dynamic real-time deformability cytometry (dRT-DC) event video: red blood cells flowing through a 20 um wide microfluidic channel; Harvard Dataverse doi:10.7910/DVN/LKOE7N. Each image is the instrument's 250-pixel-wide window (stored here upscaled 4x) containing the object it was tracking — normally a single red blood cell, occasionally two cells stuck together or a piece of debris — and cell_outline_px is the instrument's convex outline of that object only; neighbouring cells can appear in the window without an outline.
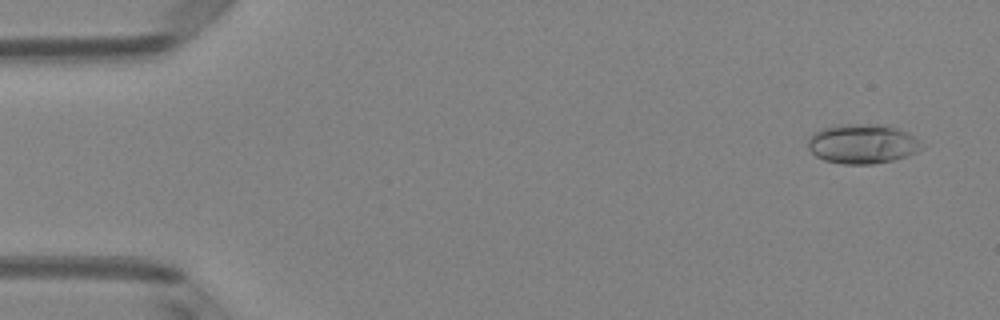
{"species": "Egyptian fruit bat (a non-hibernating species)", "species_latin": "Rousettus aegyptiacus", "temperature_condition": "room temperature", "stored_images_in_passage": 50, "camera_frame_rate_fps": 3000, "um_per_image_px": 0.085, "animal": {"sex": "female"}, "frame": {"image": 1, "passage_image": 3, "time_ms": 0.667, "image_size_px": [1000, 320], "cell_outline_px": [[924, 148], [916, 152], [892, 160], [872, 164], [844, 164], [824, 160], [816, 156], [808, 148], [808, 140], [812, 132], [824, 128], [840, 124], [888, 124], [908, 132]], "centroid_in_image_um": [73.28, 12.21], "position_along_channel_um": 11.7, "area_um2": 26.18}}
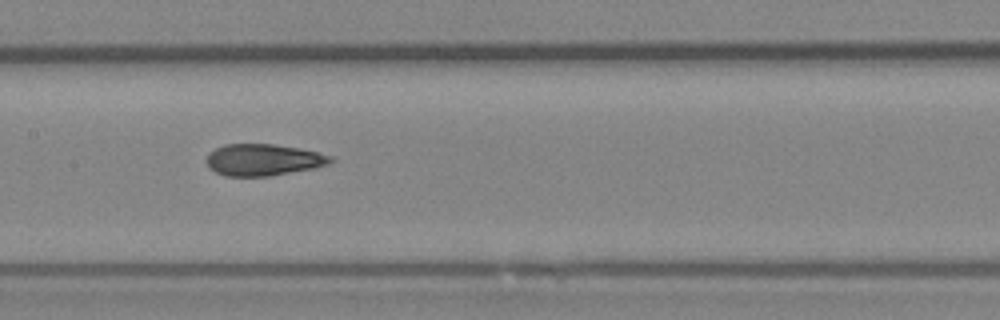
{"frame": {"image": 2, "passage_image": 25, "time_ms": 8.0, "image_size_px": [1000, 320], "cell_outline_px": [[336, 160], [328, 164], [312, 168], [268, 176], [224, 176], [208, 168], [208, 156], [216, 148], [224, 144], [272, 144], [296, 148], [316, 152], [332, 156]], "centroid_in_image_um": [22.38, 13.59], "position_along_channel_um": 185.0, "area_um2": 22.54}}
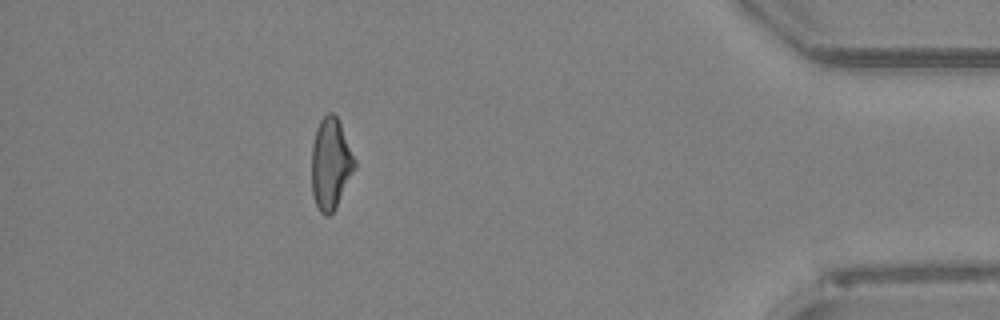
{"frame": {"image": 3, "passage_image": 45, "time_ms": 14.667, "image_size_px": [1000, 320], "cell_outline_px": [[356, 168], [336, 208], [328, 216], [324, 216], [320, 212], [316, 204], [312, 192], [312, 144], [316, 128], [320, 120], [328, 112], [332, 112], [336, 116], [340, 124], [356, 160]], "centroid_in_image_um": [28.11, 13.94], "position_along_channel_um": 407.1, "area_um2": 22.95}, "authors_computed_cell_mechanics": {"area_um2": 23.3512, "velocity_mm_per_s": 4.0789, "shape_relaxation_time_tau1_ms": 11.1391, "shape_relaxation_time_tau2_ms": 1.4163, "deformation_change_tau1": 0.2662, "deformation_change_tau2": 0.087}}